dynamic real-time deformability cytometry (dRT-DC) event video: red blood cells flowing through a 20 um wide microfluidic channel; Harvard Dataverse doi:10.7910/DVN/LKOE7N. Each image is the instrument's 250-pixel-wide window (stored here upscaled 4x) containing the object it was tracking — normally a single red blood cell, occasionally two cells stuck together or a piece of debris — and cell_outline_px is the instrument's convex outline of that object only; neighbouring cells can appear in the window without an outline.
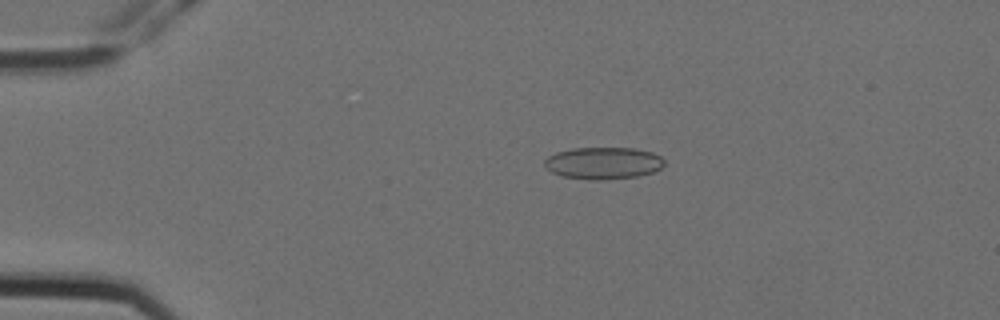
{"species": "Egyptian fruit bat (a non-hibernating species)", "species_latin": "Rousettus aegyptiacus", "temperature_condition": "cold", "stored_images_in_passage": 5, "camera_frame_rate_fps": 3000, "um_per_image_px": 0.085, "animal": {"sex": "female"}, "frame": {"image": 1, "passage_image": 4, "time_ms": 1.0, "image_size_px": [1000, 320], "cell_outline_px": [[664, 164], [656, 172], [636, 176], [604, 180], [588, 180], [564, 176], [552, 172], [544, 164], [544, 160], [548, 156], [556, 152], [572, 148], [636, 148], [652, 152], [660, 156], [664, 160]], "centroid_in_image_um": [51.3, 13.86], "position_along_channel_um": 33.7, "area_um2": 22.43}}